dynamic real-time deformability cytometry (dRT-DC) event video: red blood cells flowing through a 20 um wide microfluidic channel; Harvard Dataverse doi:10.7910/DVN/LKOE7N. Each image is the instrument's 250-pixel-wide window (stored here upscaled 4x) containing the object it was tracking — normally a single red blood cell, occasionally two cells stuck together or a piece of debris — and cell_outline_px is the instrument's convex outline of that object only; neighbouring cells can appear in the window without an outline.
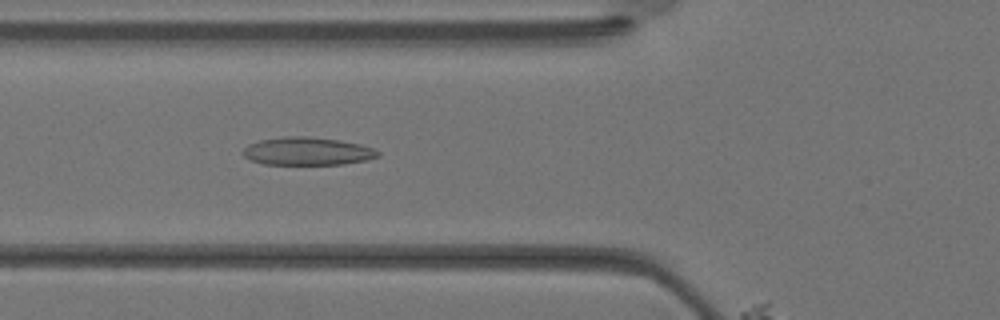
{"species": "Egyptian fruit bat (a non-hibernating species)", "species_latin": "Rousettus aegyptiacus", "temperature_condition": "warm", "stored_images_in_passage": 35, "camera_frame_rate_fps": 3000, "um_per_image_px": 0.085, "animal": {"sex": "female"}, "frame": {"image": 1, "passage_image": 13, "time_ms": 4.0, "image_size_px": [1000, 320], "cell_outline_px": [[380, 156], [364, 160], [344, 164], [264, 164], [252, 160], [244, 156], [240, 152], [248, 144], [260, 140], [284, 136], [304, 136], [340, 140], [360, 144], [372, 148], [380, 152]], "centroid_in_image_um": [26.1, 12.85], "position_along_channel_um": 99.7, "area_um2": 21.91}}
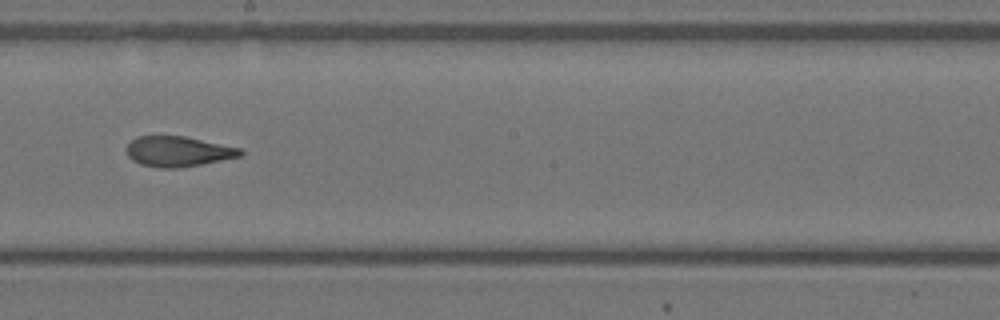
{"frame": {"image": 2, "passage_image": 20, "time_ms": 6.333, "image_size_px": [1000, 320], "cell_outline_px": [[244, 152], [240, 156], [200, 164], [176, 168], [160, 168], [140, 164], [132, 160], [128, 156], [124, 148], [136, 136], [184, 136], [240, 148]], "centroid_in_image_um": [15.08, 12.87], "position_along_channel_um": 233.1, "area_um2": 19.94}}
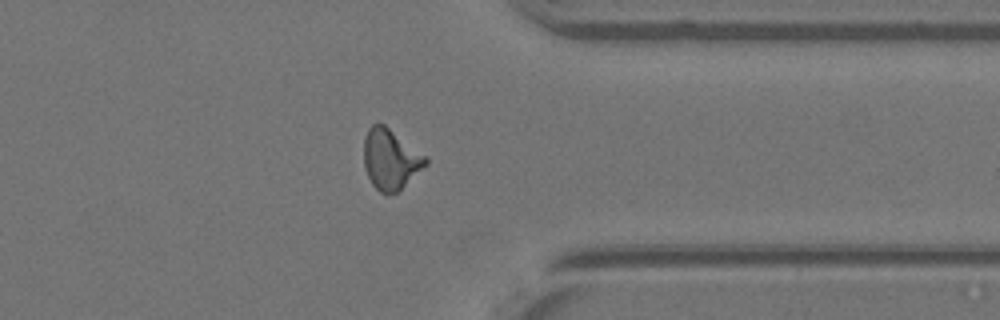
{"frame": {"image": 3, "passage_image": 28, "time_ms": 9.0, "image_size_px": [1000, 320], "cell_outline_px": [[428, 164], [396, 192], [388, 196], [380, 192], [372, 184], [364, 168], [364, 136], [368, 128], [372, 124], [384, 124], [428, 156]], "centroid_in_image_um": [33.2, 13.53], "position_along_channel_um": 378.2, "area_um2": 21.91}}